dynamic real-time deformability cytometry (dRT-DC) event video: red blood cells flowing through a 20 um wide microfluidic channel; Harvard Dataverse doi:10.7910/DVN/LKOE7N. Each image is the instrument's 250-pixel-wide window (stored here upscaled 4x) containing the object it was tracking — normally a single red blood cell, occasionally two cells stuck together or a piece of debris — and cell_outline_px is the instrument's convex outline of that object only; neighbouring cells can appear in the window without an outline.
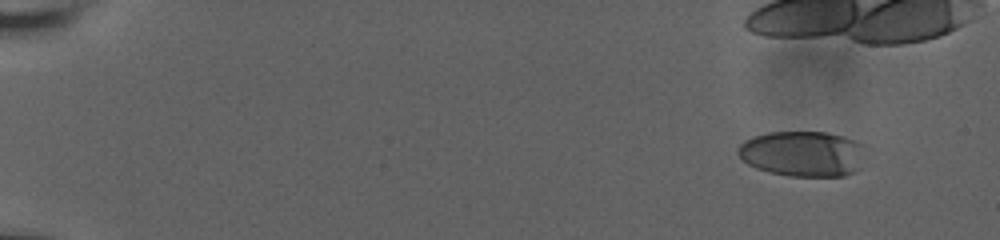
{"species": "human", "species_latin": "Homo sapiens", "temperature_condition": "room temperature", "stored_images_in_passage": 49, "camera_frame_rate_fps": 3000, "um_per_image_px": 0.085, "donor": {"sex": "male"}, "frame": {"image": 1, "passage_image": 1, "time_ms": 0.0, "image_size_px": [1000, 240], "cell_outline_px": [[864, 144], [860, 168], [844, 176], [788, 176], [768, 172], [756, 168], [748, 164], [736, 152], [740, 144], [744, 140], [768, 132], [824, 132], [844, 136], [856, 140]], "centroid_in_image_um": [68.23, 13.06], "position_along_channel_um": 16.8, "area_um2": 33.87}}